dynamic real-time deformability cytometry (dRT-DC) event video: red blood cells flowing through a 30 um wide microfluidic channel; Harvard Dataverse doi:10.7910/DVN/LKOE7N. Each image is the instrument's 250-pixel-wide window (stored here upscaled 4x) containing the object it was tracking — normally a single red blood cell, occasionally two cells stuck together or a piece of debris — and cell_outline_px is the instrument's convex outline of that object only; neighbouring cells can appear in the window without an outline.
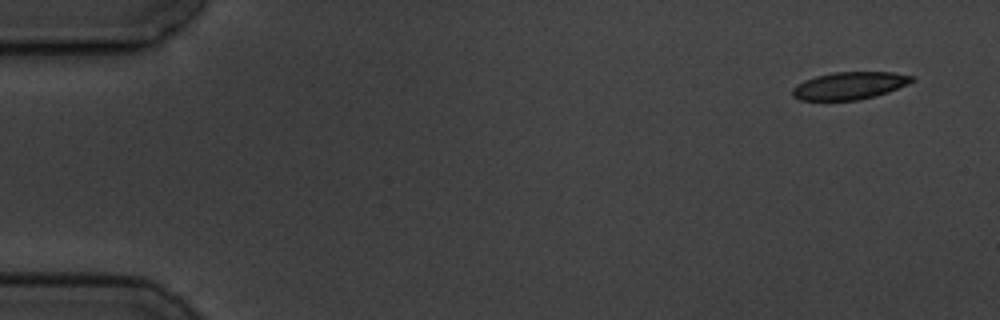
{"species": "common noctule bat (a hibernating species)", "species_latin": "Nyctalus noctula", "temperature_condition": "cold", "stored_images_in_passage": 6, "camera_frame_rate_fps": 3000, "um_per_image_px": 0.085, "animal": {"sex": "male", "body_mass_g": 19.5, "forearm_length_mm": 54.6}, "frame": {"image": 1, "passage_image": 1, "time_ms": 0.0, "image_size_px": [1000, 320], "cell_outline_px": [[916, 80], [908, 84], [888, 92], [876, 96], [860, 100], [800, 100], [792, 96], [792, 88], [796, 84], [804, 80], [816, 76], [832, 72], [892, 72], [916, 76]], "centroid_in_image_um": [72.23, 7.28], "position_along_channel_um": 12.8, "area_um2": 19.36}}
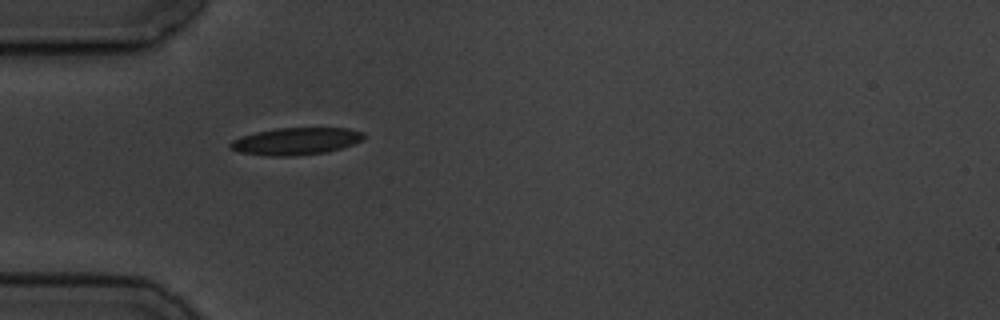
{"frame": {"image": 2, "passage_image": 5, "time_ms": 4.667, "image_size_px": [1000, 320], "cell_outline_px": [[364, 140], [328, 152], [296, 156], [268, 156], [240, 152], [228, 148], [228, 144], [232, 140], [256, 132], [276, 128], [348, 128], [364, 132]], "centroid_in_image_um": [25.16, 12.01], "position_along_channel_um": 59.8, "area_um2": 21.21}}
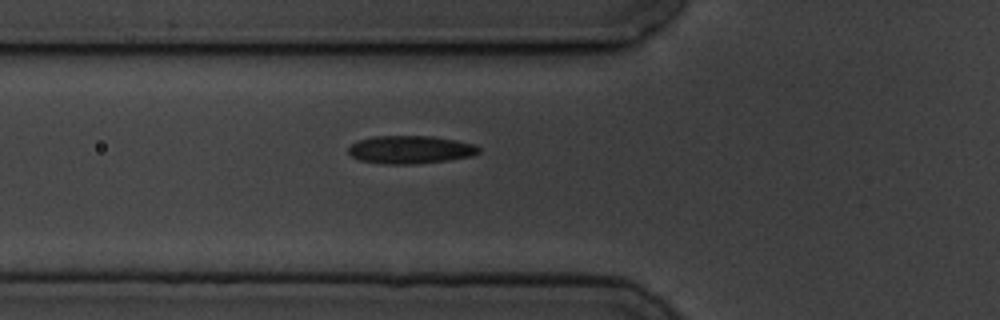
{"frame": {"image": 3, "passage_image": 6, "time_ms": 5.667, "image_size_px": [1000, 320], "cell_outline_px": [[480, 152], [472, 156], [448, 160], [412, 164], [384, 164], [360, 160], [352, 156], [348, 152], [348, 148], [356, 140], [372, 136], [432, 136], [456, 140], [476, 144], [480, 148]], "centroid_in_image_um": [34.88, 12.71], "position_along_channel_um": 90.9, "area_um2": 21.39}}